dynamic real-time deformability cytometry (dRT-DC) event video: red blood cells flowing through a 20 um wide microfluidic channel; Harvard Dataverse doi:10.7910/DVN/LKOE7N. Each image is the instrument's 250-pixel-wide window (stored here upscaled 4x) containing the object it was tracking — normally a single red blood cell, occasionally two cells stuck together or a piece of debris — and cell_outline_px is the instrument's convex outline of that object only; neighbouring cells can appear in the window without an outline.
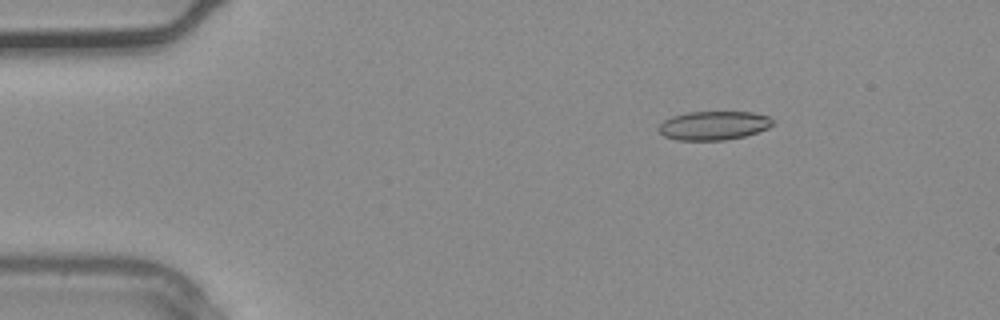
{"species": "common noctule bat (a hibernating species)", "species_latin": "Nyctalus noctula", "temperature_condition": "warm", "stored_images_in_passage": 2, "camera_frame_rate_fps": 3000, "um_per_image_px": 0.085, "animal": {"sex": "male", "body_mass_g": 20.4}, "frame": {"image": 1, "passage_image": 1, "time_ms": 0.0, "image_size_px": [1000, 320], "cell_outline_px": [[776, 120], [768, 128], [744, 136], [724, 140], [676, 140], [664, 136], [656, 128], [664, 120], [672, 116], [688, 112], [752, 112], [768, 116]], "centroid_in_image_um": [60.65, 10.66], "position_along_channel_um": 24.4, "area_um2": 19.19}}